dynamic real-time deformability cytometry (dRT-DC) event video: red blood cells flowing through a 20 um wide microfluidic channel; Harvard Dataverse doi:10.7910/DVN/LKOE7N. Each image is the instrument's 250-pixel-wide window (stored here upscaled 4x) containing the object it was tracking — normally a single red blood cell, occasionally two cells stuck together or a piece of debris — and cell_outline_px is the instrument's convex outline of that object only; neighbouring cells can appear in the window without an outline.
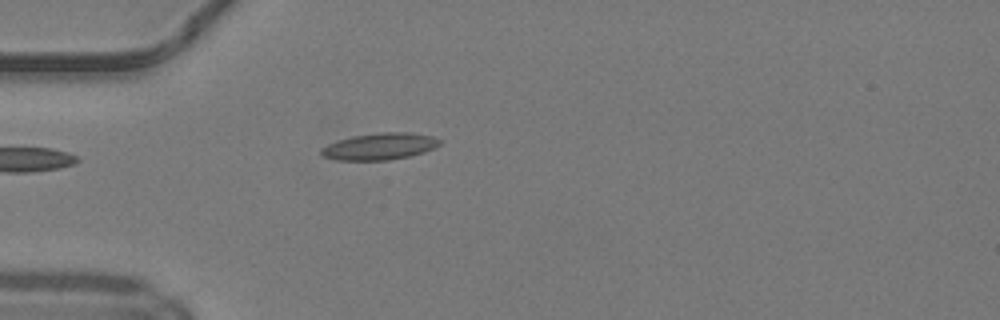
{"species": "common noctule bat (a hibernating species)", "species_latin": "Nyctalus noctula", "temperature_condition": "warm", "stored_images_in_passage": 36, "camera_frame_rate_fps": 3000, "um_per_image_px": 0.085, "animal": {"sex": "male", "body_mass_g": 19.2, "forearm_length_mm": 51.8}, "frame": {"image": 1, "passage_image": 1, "time_ms": 0.0, "image_size_px": [1000, 320], "cell_outline_px": [[440, 144], [424, 152], [408, 156], [388, 160], [336, 160], [320, 156], [320, 148], [336, 140], [352, 136], [380, 132], [408, 132], [432, 136], [440, 140]], "centroid_in_image_um": [32.2, 12.44], "position_along_channel_um": 52.8, "area_um2": 18.5}}
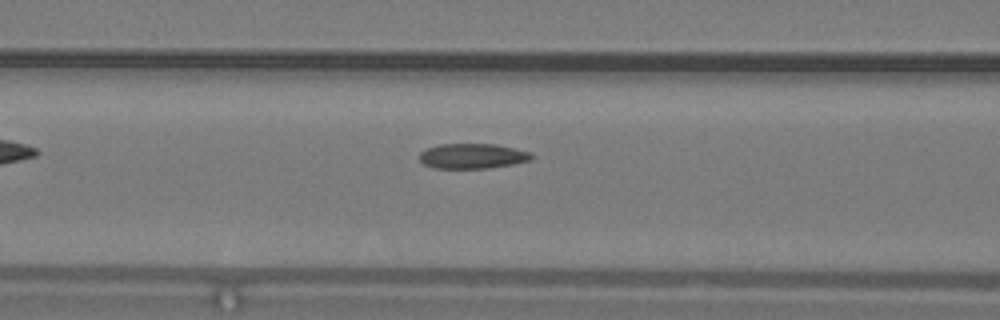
{"frame": {"image": 2, "passage_image": 7, "time_ms": 2.0, "image_size_px": [1000, 320], "cell_outline_px": [[536, 156], [532, 160], [512, 164], [488, 168], [432, 168], [424, 164], [420, 160], [420, 152], [424, 148], [440, 144], [496, 144], [528, 152]], "centroid_in_image_um": [40.14, 13.26], "position_along_channel_um": 126.5, "area_um2": 16.42}}
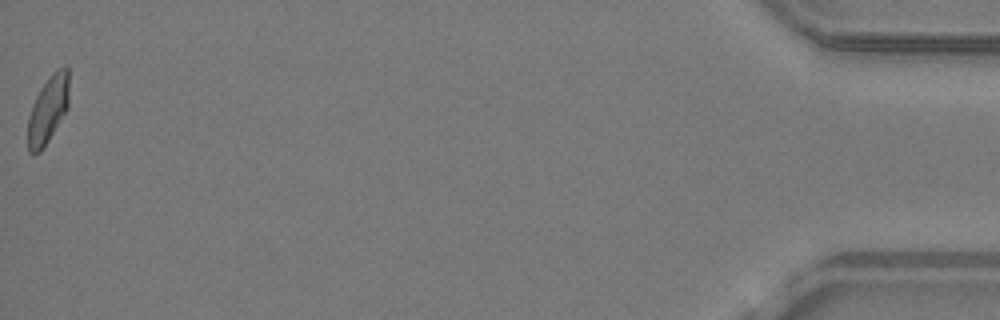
{"frame": {"image": 3, "passage_image": 36, "time_ms": 11.667, "image_size_px": [1000, 320], "cell_outline_px": [[68, 108], [44, 148], [40, 152], [28, 152], [28, 116], [32, 104], [40, 88], [48, 76], [56, 68], [64, 64], [68, 68]], "centroid_in_image_um": [4.08, 9.27], "position_along_channel_um": 431.1, "area_um2": 16.36}, "authors_computed_cell_mechanics": {"area_um2": 16.5886, "velocity_mm_per_s": 4.1799, "shape_relaxation_time_tau1_ms": 9.7451, "shape_relaxation_time_tau2_ms": 1.7159, "deformation_change_tau1": 0.2034, "deformation_change_tau2": 0.0777}}